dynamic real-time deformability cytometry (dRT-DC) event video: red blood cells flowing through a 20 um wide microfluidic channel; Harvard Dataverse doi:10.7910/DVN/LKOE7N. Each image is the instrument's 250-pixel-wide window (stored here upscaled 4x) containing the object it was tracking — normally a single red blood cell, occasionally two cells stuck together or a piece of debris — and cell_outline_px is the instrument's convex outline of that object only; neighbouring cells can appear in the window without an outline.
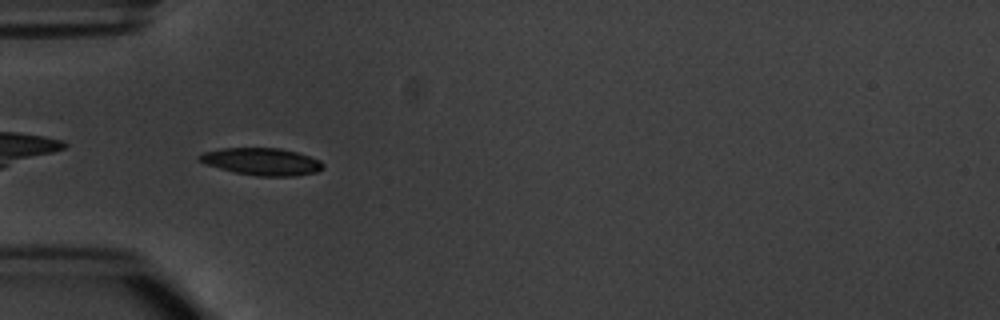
{"species": "common noctule bat (a hibernating species)", "species_latin": "Nyctalus noctula", "temperature_condition": "warm", "stored_images_in_passage": 3, "camera_frame_rate_fps": 3000, "um_per_image_px": 0.085, "animal": {"sex": "male", "body_mass_g": 20.1, "forearm_length_mm": 53.5}, "frame": {"image": 1, "passage_image": 1, "time_ms": 0.0, "image_size_px": [1000, 320], "cell_outline_px": [[324, 168], [316, 172], [296, 176], [256, 176], [236, 172], [220, 168], [208, 164], [200, 160], [196, 156], [204, 152], [220, 148], [280, 148], [296, 152], [320, 160], [324, 164]], "centroid_in_image_um": [22.28, 13.73], "position_along_channel_um": 62.7, "area_um2": 19.48}}